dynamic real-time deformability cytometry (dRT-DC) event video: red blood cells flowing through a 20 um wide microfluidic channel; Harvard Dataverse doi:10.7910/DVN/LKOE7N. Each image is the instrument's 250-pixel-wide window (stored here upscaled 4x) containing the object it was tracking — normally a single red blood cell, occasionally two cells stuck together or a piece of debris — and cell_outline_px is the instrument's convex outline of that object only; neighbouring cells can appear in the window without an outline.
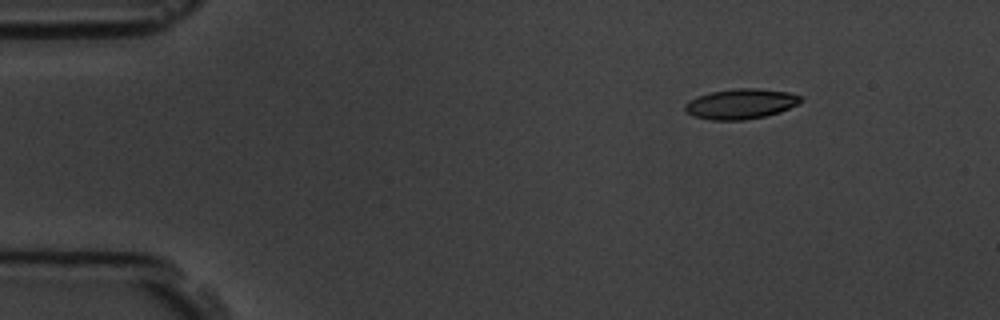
{"species": "common noctule bat (a hibernating species)", "species_latin": "Nyctalus noctula", "temperature_condition": "room temperature", "stored_images_in_passage": 6, "camera_frame_rate_fps": 3000, "um_per_image_px": 0.085, "animal": {"sex": "male", "body_mass_g": 19.5, "forearm_length_mm": 54.6}, "frame": {"image": 1, "passage_image": 6, "time_ms": 6.0, "image_size_px": [1000, 320], "cell_outline_px": [[804, 100], [780, 112], [764, 116], [744, 120], [712, 120], [692, 116], [684, 108], [684, 104], [688, 100], [696, 96], [712, 92], [736, 88], [756, 88], [788, 92], [800, 96]], "centroid_in_image_um": [62.93, 8.83], "position_along_channel_um": 22.1, "area_um2": 20.29}}